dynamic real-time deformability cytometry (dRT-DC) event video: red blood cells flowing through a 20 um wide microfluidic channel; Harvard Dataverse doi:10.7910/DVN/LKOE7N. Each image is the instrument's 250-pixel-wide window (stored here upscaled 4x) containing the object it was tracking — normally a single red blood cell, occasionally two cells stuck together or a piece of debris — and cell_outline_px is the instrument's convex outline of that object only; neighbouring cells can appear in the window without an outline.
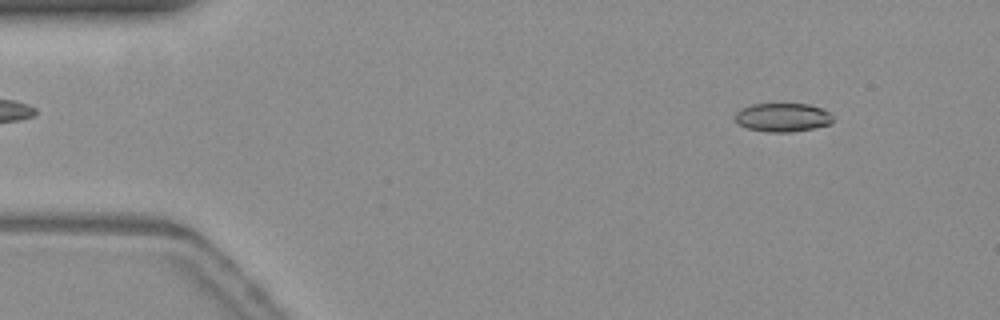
{"species": "common noctule bat (a hibernating species)", "species_latin": "Nyctalus noctula", "temperature_condition": "warm", "stored_images_in_passage": 54, "camera_frame_rate_fps": 3000, "um_per_image_px": 0.085, "animal": {"sex": "female", "body_mass_g": 19.3, "forearm_length_mm": 54.1}, "frame": {"image": 1, "passage_image": 6, "time_ms": 1.667, "image_size_px": [1000, 320], "cell_outline_px": [[832, 120], [828, 124], [812, 128], [788, 132], [768, 132], [748, 128], [740, 124], [732, 116], [740, 108], [752, 104], [808, 104], [820, 108], [828, 112], [832, 116]], "centroid_in_image_um": [66.46, 9.97], "position_along_channel_um": 18.5, "area_um2": 16.13}}
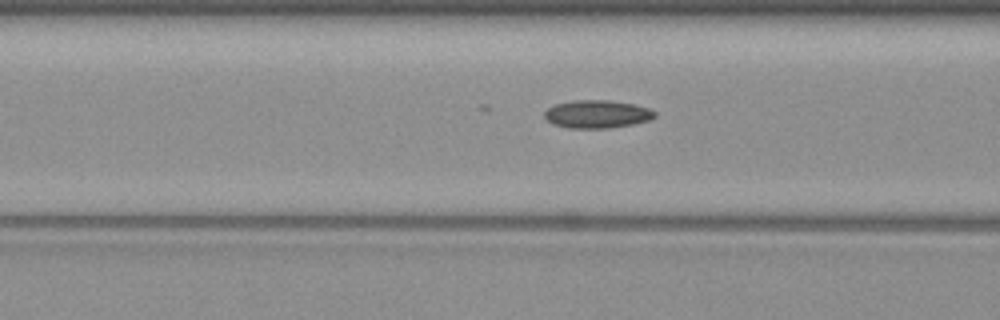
{"frame": {"image": 2, "passage_image": 21, "time_ms": 6.667, "image_size_px": [1000, 320], "cell_outline_px": [[656, 116], [648, 120], [632, 124], [608, 128], [568, 128], [552, 124], [544, 116], [544, 112], [548, 108], [556, 104], [572, 100], [608, 100], [632, 104], [648, 108], [656, 112]], "centroid_in_image_um": [50.72, 9.7], "position_along_channel_um": 115.9, "area_um2": 17.86}}
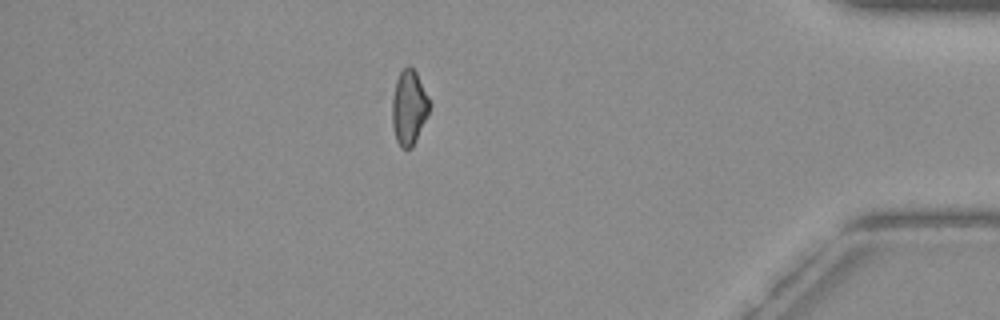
{"frame": {"image": 3, "passage_image": 47, "time_ms": 15.333, "image_size_px": [1000, 320], "cell_outline_px": [[432, 104], [416, 140], [412, 148], [400, 148], [396, 140], [392, 124], [392, 100], [396, 80], [400, 72], [408, 64], [416, 72]], "centroid_in_image_um": [34.76, 9.14], "position_along_channel_um": 400.4, "area_um2": 16.24}}